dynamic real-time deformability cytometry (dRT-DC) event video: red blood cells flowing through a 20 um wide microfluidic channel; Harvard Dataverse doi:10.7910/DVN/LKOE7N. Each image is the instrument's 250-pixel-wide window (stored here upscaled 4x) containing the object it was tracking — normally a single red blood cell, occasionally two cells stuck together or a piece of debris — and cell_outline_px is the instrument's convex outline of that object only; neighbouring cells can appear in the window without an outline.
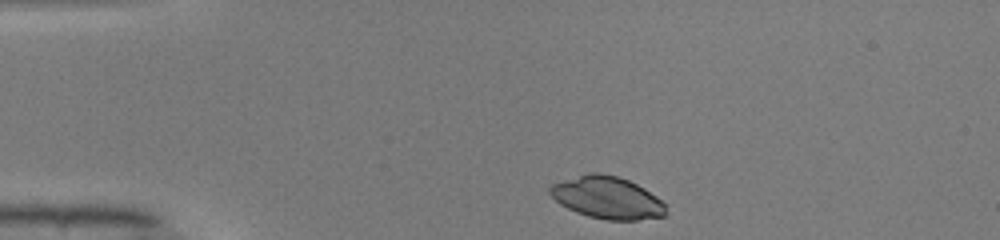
{"species": "common noctule bat (a hibernating species)", "species_latin": "Nyctalus noctula", "temperature_condition": "warm", "stored_images_in_passage": 35, "camera_frame_rate_fps": 3000, "um_per_image_px": 0.085, "animal": {"sex": "male", "body_mass_g": 19.0, "forearm_length_mm": 50.8}, "frame": {"image": 1, "passage_image": 1, "time_ms": 0.0, "image_size_px": [1000, 240], "cell_outline_px": [[664, 216], [636, 220], [608, 220], [588, 216], [576, 212], [560, 204], [548, 192], [548, 188], [552, 184], [588, 172], [600, 172], [616, 176], [628, 180], [644, 188], [656, 196], [664, 204]], "centroid_in_image_um": [51.57, 16.79], "position_along_channel_um": 33.4, "area_um2": 28.26}}
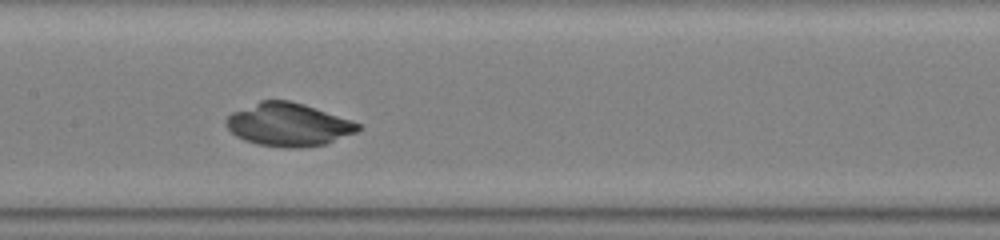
{"frame": {"image": 2, "passage_image": 16, "time_ms": 5.0, "image_size_px": [1000, 240], "cell_outline_px": [[360, 128], [356, 132], [328, 144], [300, 148], [284, 148], [256, 144], [244, 140], [236, 136], [224, 124], [228, 116], [232, 112], [260, 100], [288, 100], [304, 104], [360, 124]], "centroid_in_image_um": [24.48, 10.61], "position_along_channel_um": 182.9, "area_um2": 33.06}}
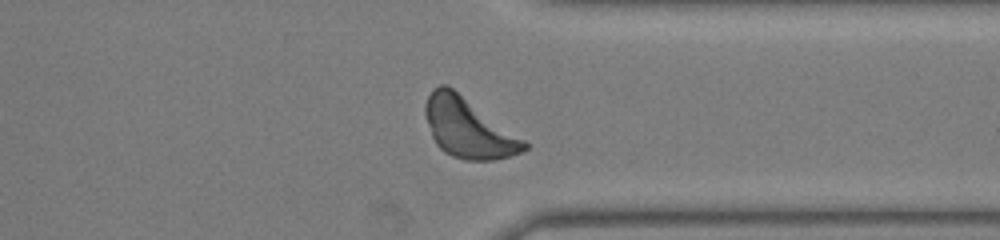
{"frame": {"image": 3, "passage_image": 30, "time_ms": 9.667, "image_size_px": [1000, 240], "cell_outline_px": [[528, 148], [512, 156], [496, 160], [464, 160], [452, 156], [444, 152], [436, 144], [432, 136], [424, 112], [424, 104], [432, 88], [440, 84], [448, 84], [524, 140], [528, 144]], "centroid_in_image_um": [39.77, 10.87], "position_along_channel_um": 371.6, "area_um2": 34.22}}